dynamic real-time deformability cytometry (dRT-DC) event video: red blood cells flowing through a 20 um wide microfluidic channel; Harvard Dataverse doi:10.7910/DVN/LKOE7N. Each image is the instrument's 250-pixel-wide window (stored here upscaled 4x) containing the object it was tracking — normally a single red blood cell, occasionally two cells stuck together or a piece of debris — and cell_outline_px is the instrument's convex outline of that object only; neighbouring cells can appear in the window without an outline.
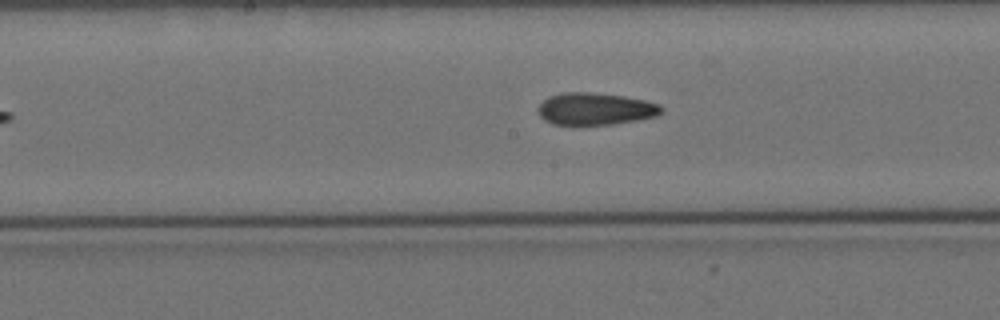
{"species": "Egyptian fruit bat (a non-hibernating species)", "species_latin": "Rousettus aegyptiacus", "temperature_condition": "cold", "stored_images_in_passage": 15, "camera_frame_rate_fps": 3000, "um_per_image_px": 0.085, "animal": {"sex": "female"}, "frame": {"image": 1, "passage_image": 7, "time_ms": 7.667, "image_size_px": [1000, 320], "cell_outline_px": [[664, 108], [656, 116], [636, 120], [612, 124], [552, 124], [544, 120], [540, 116], [540, 104], [548, 96], [560, 92], [592, 92], [624, 96], [644, 100], [660, 104]], "centroid_in_image_um": [50.6, 9.24], "position_along_channel_um": 197.6, "area_um2": 22.95}}
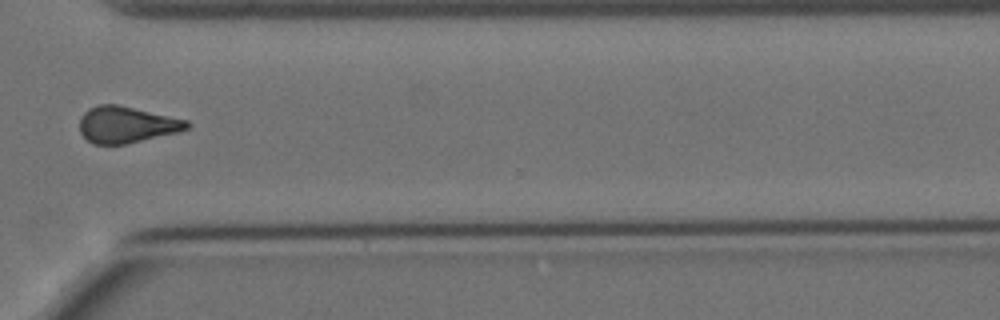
{"frame": {"image": 2, "passage_image": 11, "time_ms": 12.333, "image_size_px": [1000, 320], "cell_outline_px": [[192, 124], [188, 128], [176, 132], [124, 144], [92, 144], [80, 132], [80, 116], [88, 108], [100, 104], [116, 104], [188, 120]], "centroid_in_image_um": [10.73, 10.58], "position_along_channel_um": 359.9, "area_um2": 22.54}}
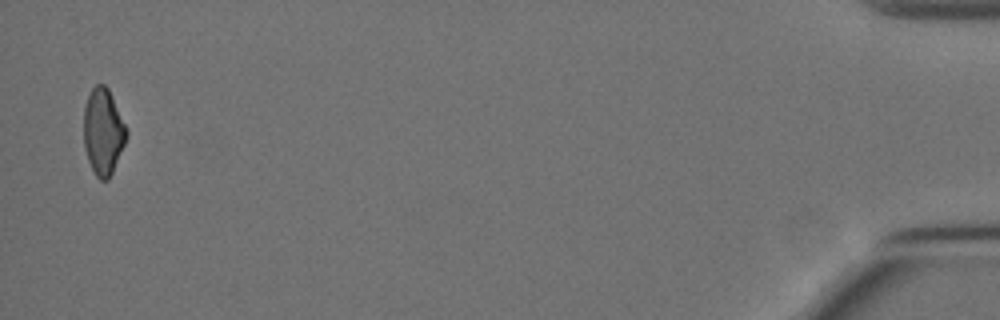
{"frame": {"image": 3, "passage_image": 15, "time_ms": 17.0, "image_size_px": [1000, 320], "cell_outline_px": [[128, 136], [112, 172], [108, 180], [100, 180], [96, 176], [88, 160], [84, 148], [84, 104], [92, 88], [96, 84], [104, 84], [108, 88], [112, 96], [128, 132]], "centroid_in_image_um": [8.76, 11.18], "position_along_channel_um": 426.4, "area_um2": 21.39}, "authors_computed_cell_mechanics": {"area_um2": 19.9988, "velocity_mm_per_s": 3.4714, "shape_relaxation_time_tau1_ms": 9.1687, "shape_relaxation_time_tau2_ms": 4.5913, "deformation_change_tau1": 0.2192, "deformation_change_tau2": 0.1143}}